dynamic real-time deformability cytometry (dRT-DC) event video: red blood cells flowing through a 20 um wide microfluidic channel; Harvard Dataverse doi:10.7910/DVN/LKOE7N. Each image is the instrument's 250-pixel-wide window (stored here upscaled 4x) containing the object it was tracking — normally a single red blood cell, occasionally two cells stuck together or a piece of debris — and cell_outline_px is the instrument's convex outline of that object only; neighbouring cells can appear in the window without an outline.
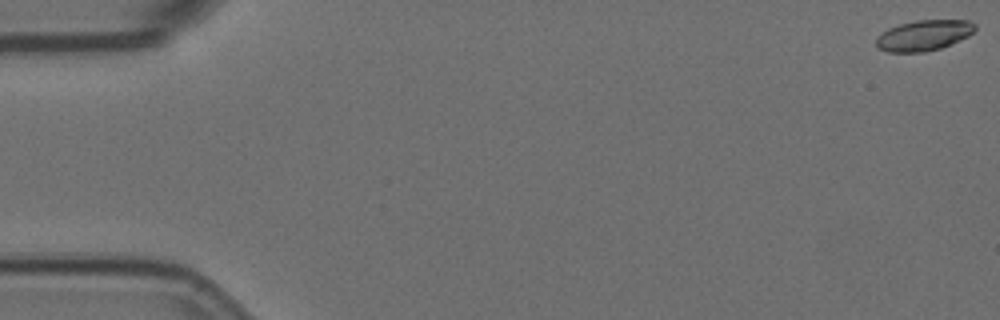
{"species": "Egyptian fruit bat (a non-hibernating species)", "species_latin": "Rousettus aegyptiacus", "temperature_condition": "room temperature", "stored_images_in_passage": 5, "camera_frame_rate_fps": 3000, "um_per_image_px": 0.085, "animal": {"sex": "female"}, "frame": {"image": 1, "passage_image": 1, "time_ms": 0.0, "image_size_px": [1000, 320], "cell_outline_px": [[976, 28], [968, 36], [952, 44], [940, 48], [924, 52], [888, 52], [880, 48], [876, 44], [876, 40], [888, 28], [900, 24], [916, 20], [968, 20], [976, 24]], "centroid_in_image_um": [78.56, 3.0], "position_along_channel_um": 6.4, "area_um2": 17.46}}
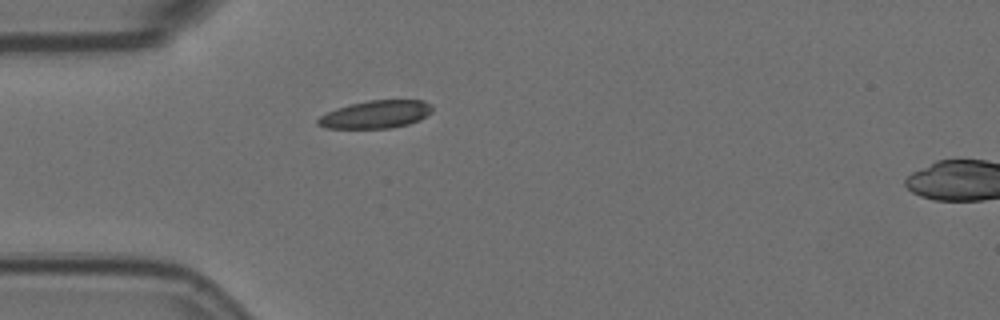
{"frame": {"image": 2, "passage_image": 5, "time_ms": 1.333, "image_size_px": [1000, 320], "cell_outline_px": [[432, 112], [420, 120], [408, 124], [388, 128], [328, 128], [316, 124], [316, 120], [320, 116], [336, 108], [368, 100], [424, 100], [432, 104]], "centroid_in_image_um": [31.97, 9.72], "position_along_channel_um": 53.0, "area_um2": 18.5}}